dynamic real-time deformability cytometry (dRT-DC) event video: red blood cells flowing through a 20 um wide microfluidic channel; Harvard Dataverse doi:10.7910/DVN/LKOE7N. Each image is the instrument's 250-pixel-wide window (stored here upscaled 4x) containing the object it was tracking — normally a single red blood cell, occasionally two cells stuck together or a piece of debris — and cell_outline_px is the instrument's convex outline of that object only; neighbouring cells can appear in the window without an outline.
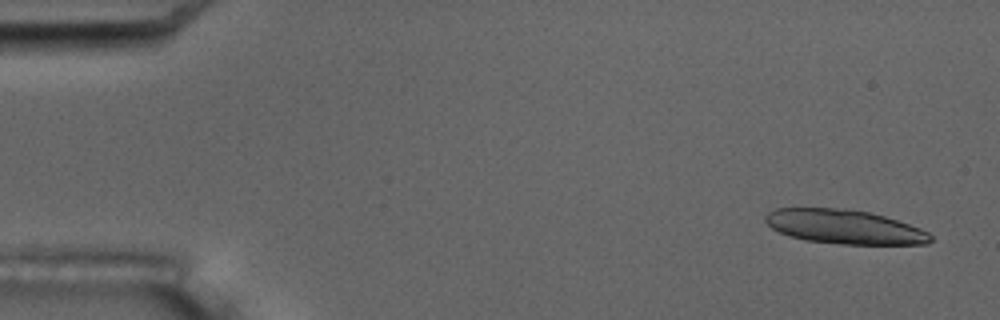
{"species": "common noctule bat (a hibernating species)", "species_latin": "Nyctalus noctula", "temperature_condition": "room temperature", "stored_images_in_passage": 5, "camera_frame_rate_fps": 3000, "um_per_image_px": 0.085, "animal": {"sex": "male", "body_mass_g": 17.5, "forearm_length_mm": 52.3}, "frame": {"image": 1, "passage_image": 1, "time_ms": 0.0, "image_size_px": [1000, 320], "cell_outline_px": [[932, 240], [928, 244], [840, 244], [804, 240], [780, 232], [772, 228], [764, 220], [764, 216], [768, 212], [776, 208], [844, 208], [868, 212], [884, 216], [920, 228], [928, 232], [932, 236]], "centroid_in_image_um": [71.76, 19.28], "position_along_channel_um": 13.2, "area_um2": 32.77}}